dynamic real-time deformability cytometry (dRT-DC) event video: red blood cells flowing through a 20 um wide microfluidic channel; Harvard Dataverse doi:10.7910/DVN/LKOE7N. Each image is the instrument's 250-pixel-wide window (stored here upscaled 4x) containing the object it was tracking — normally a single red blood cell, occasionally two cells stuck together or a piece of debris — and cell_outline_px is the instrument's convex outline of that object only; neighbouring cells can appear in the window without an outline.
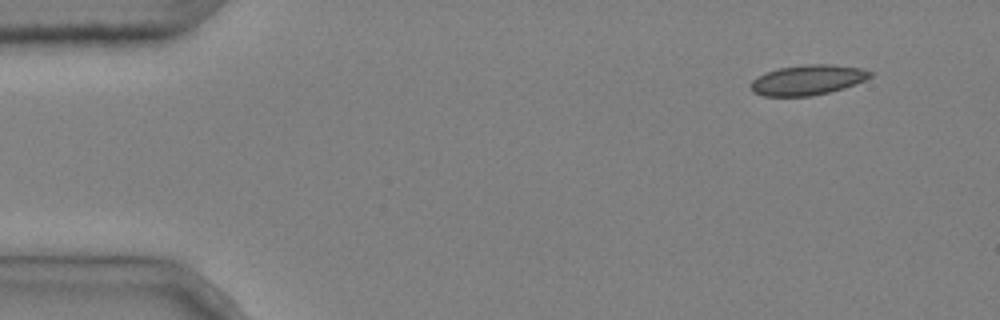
{"species": "common noctule bat (a hibernating species)", "species_latin": "Nyctalus noctula", "temperature_condition": "cold", "stored_images_in_passage": 4, "camera_frame_rate_fps": 3000, "um_per_image_px": 0.085, "animal": {"sex": "male", "body_mass_g": 20.4}, "frame": {"image": 1, "passage_image": 1, "time_ms": 0.0, "image_size_px": [1000, 320], "cell_outline_px": [[872, 76], [864, 80], [844, 88], [812, 96], [764, 96], [752, 92], [752, 80], [764, 72], [780, 68], [804, 64], [832, 64], [860, 68], [872, 72]], "centroid_in_image_um": [68.64, 6.79], "position_along_channel_um": 16.4, "area_um2": 20.87}}
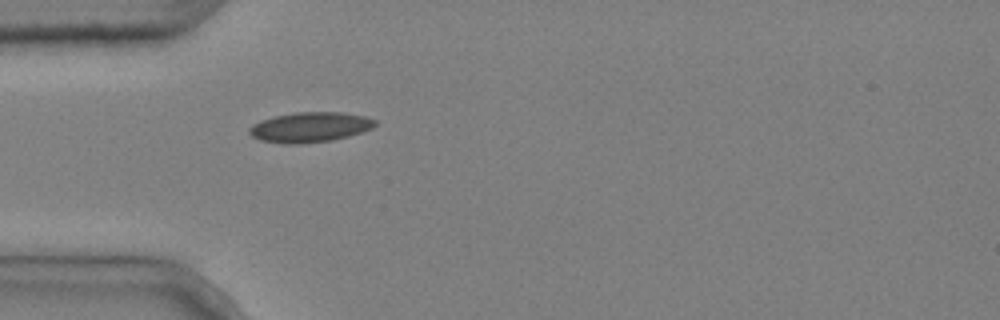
{"frame": {"image": 2, "passage_image": 4, "time_ms": 1.0, "image_size_px": [1000, 320], "cell_outline_px": [[376, 124], [372, 128], [348, 136], [332, 140], [300, 144], [284, 144], [260, 140], [252, 136], [248, 132], [248, 128], [252, 124], [260, 120], [276, 116], [296, 112], [340, 112], [364, 116], [376, 120]], "centroid_in_image_um": [26.31, 10.81], "position_along_channel_um": 58.7, "area_um2": 22.02}}